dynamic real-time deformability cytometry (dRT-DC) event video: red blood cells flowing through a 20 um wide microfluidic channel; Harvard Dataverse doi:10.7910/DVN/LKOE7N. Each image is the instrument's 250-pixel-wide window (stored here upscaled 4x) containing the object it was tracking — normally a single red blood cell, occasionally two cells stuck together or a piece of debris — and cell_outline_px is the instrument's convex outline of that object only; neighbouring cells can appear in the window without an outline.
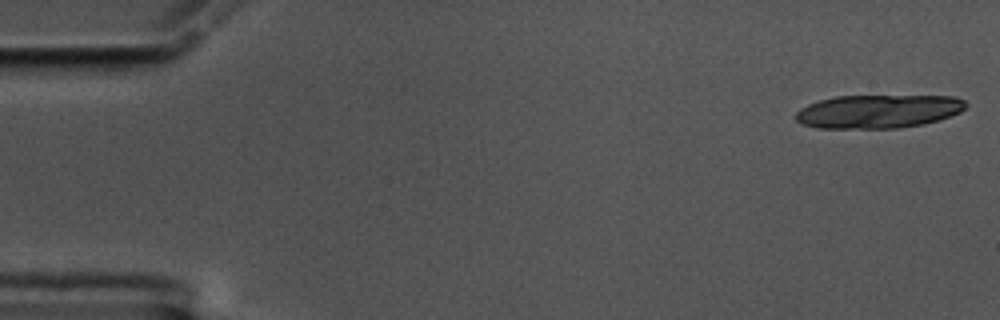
{"species": "common noctule bat (a hibernating species)", "species_latin": "Nyctalus noctula", "temperature_condition": "cold", "stored_images_in_passage": 14, "camera_frame_rate_fps": 3000, "um_per_image_px": 0.085, "animal": {"sex": "male", "body_mass_g": 17.5, "forearm_length_mm": 52.3}, "frame": {"image": 1, "passage_image": 1, "time_ms": 0.0, "image_size_px": [1000, 320], "cell_outline_px": [[968, 104], [960, 112], [940, 120], [924, 124], [900, 128], [816, 128], [800, 124], [796, 120], [796, 112], [800, 108], [808, 104], [820, 100], [836, 96], [956, 96], [964, 100]], "centroid_in_image_um": [74.65, 9.47], "position_along_channel_um": 10.3, "area_um2": 33.41}}